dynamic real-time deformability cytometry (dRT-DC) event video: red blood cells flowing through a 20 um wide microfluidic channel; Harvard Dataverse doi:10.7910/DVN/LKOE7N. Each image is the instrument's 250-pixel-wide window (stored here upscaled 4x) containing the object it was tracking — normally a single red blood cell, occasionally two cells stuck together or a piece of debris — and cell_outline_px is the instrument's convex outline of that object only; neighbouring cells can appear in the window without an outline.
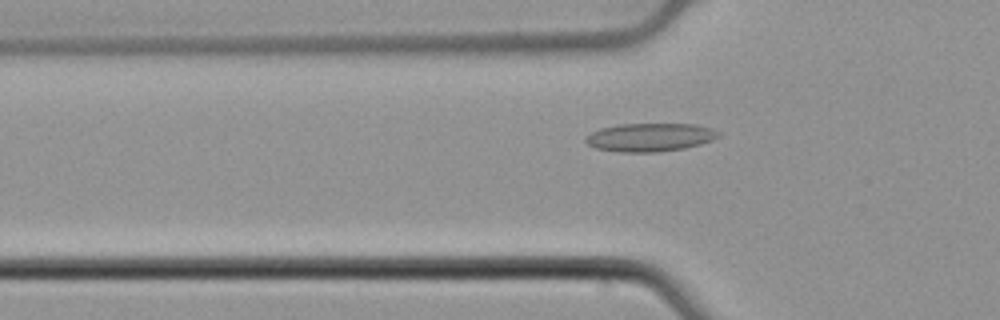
{"species": "common noctule bat (a hibernating species)", "species_latin": "Nyctalus noctula", "temperature_condition": "cold", "stored_images_in_passage": 52, "camera_frame_rate_fps": 3000, "um_per_image_px": 0.085, "animal": {"sex": "male", "body_mass_g": 21.5, "forearm_length_mm": 52.0}, "frame": {"image": 1, "passage_image": 17, "time_ms": 5.333, "image_size_px": [1000, 320], "cell_outline_px": [[724, 132], [720, 136], [712, 140], [700, 144], [684, 148], [660, 152], [620, 152], [596, 148], [588, 144], [584, 140], [584, 136], [600, 128], [620, 124], [696, 124], [712, 128]], "centroid_in_image_um": [55.28, 11.66], "position_along_channel_um": 70.5, "area_um2": 22.14}}
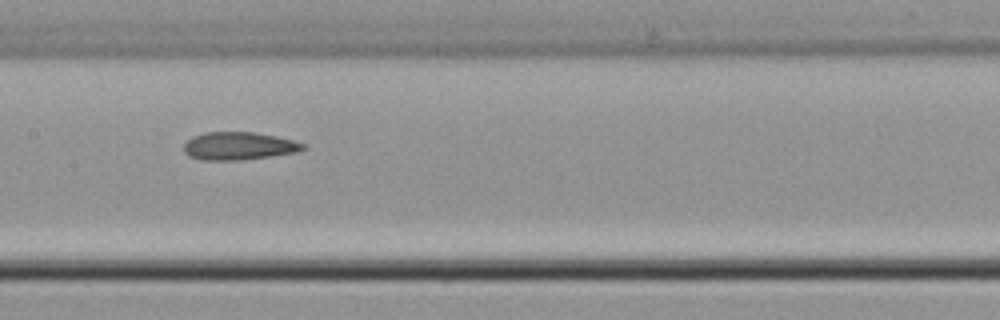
{"frame": {"image": 2, "passage_image": 26, "time_ms": 8.333, "image_size_px": [1000, 320], "cell_outline_px": [[308, 148], [296, 152], [240, 160], [200, 160], [188, 156], [184, 152], [184, 144], [192, 136], [204, 132], [256, 132], [276, 136], [308, 144]], "centroid_in_image_um": [20.3, 12.4], "position_along_channel_um": 187.1, "area_um2": 19.48}}
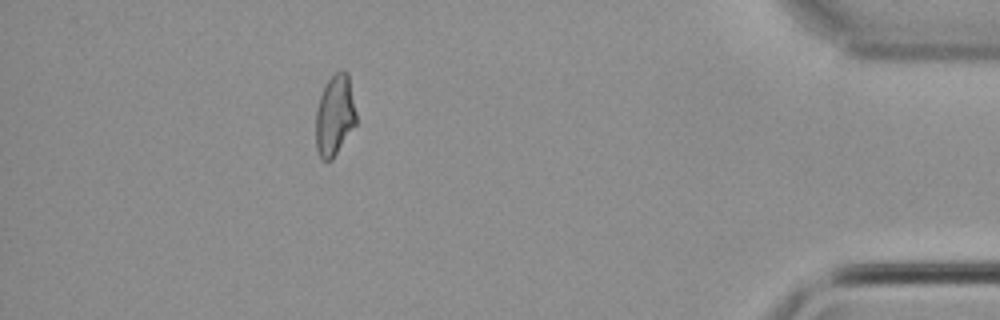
{"frame": {"image": 3, "passage_image": 47, "time_ms": 15.333, "image_size_px": [1000, 320], "cell_outline_px": [[356, 124], [332, 160], [320, 160], [316, 148], [316, 108], [320, 96], [328, 80], [336, 72], [344, 68], [348, 72], [356, 112]], "centroid_in_image_um": [28.45, 9.81], "position_along_channel_um": 406.7, "area_um2": 19.13}, "authors_computed_cell_mechanics": {"area_um2": 19.5364, "velocity_mm_per_s": 3.8897, "shape_relaxation_time_tau1_ms": null, "shape_relaxation_time_tau2_ms": 3.5275, "deformation_change_tau1": null, "deformation_change_tau2": 0.1124}}